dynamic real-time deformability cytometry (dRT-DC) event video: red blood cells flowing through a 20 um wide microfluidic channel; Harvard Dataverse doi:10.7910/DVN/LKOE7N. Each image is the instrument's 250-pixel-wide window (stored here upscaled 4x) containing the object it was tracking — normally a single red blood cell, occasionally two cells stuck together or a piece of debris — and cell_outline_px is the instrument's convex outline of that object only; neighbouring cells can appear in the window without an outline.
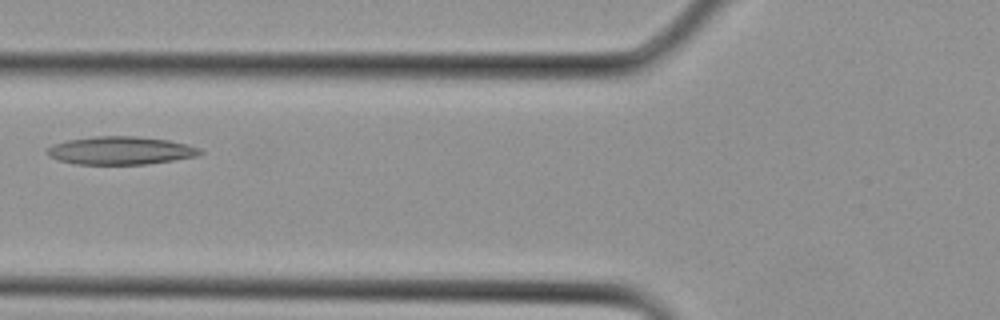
{"species": "Egyptian fruit bat (a non-hibernating species)", "species_latin": "Rousettus aegyptiacus", "temperature_condition": "cold", "stored_images_in_passage": 9, "camera_frame_rate_fps": 3000, "um_per_image_px": 0.085, "animal": {"sex": "female"}, "frame": {"image": 1, "passage_image": 6, "time_ms": 1.667, "image_size_px": [1000, 320], "cell_outline_px": [[204, 152], [196, 156], [172, 160], [144, 164], [76, 164], [56, 160], [48, 156], [48, 148], [52, 144], [68, 140], [96, 136], [136, 136], [168, 140], [188, 144], [200, 148]], "centroid_in_image_um": [10.24, 12.79], "position_along_channel_um": 115.6, "area_um2": 24.91}}
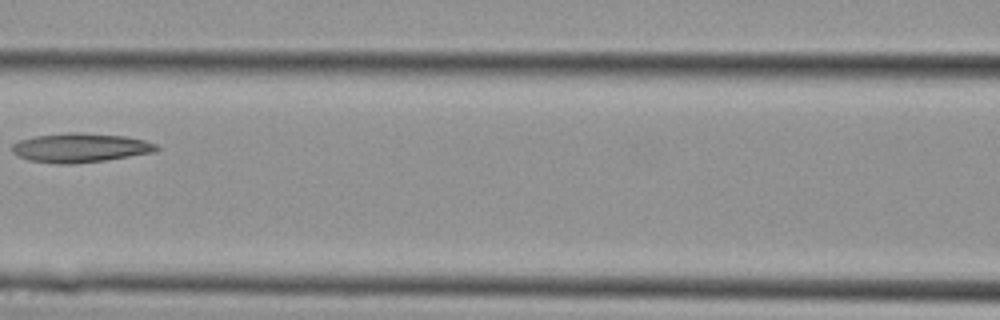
{"frame": {"image": 2, "passage_image": 8, "time_ms": 2.333, "image_size_px": [1000, 320], "cell_outline_px": [[160, 148], [156, 152], [104, 160], [72, 164], [56, 164], [28, 160], [12, 152], [12, 144], [20, 140], [36, 136], [68, 132], [80, 132], [124, 136], [144, 140], [156, 144]], "centroid_in_image_um": [6.83, 12.56], "position_along_channel_um": 159.8, "area_um2": 24.51}}